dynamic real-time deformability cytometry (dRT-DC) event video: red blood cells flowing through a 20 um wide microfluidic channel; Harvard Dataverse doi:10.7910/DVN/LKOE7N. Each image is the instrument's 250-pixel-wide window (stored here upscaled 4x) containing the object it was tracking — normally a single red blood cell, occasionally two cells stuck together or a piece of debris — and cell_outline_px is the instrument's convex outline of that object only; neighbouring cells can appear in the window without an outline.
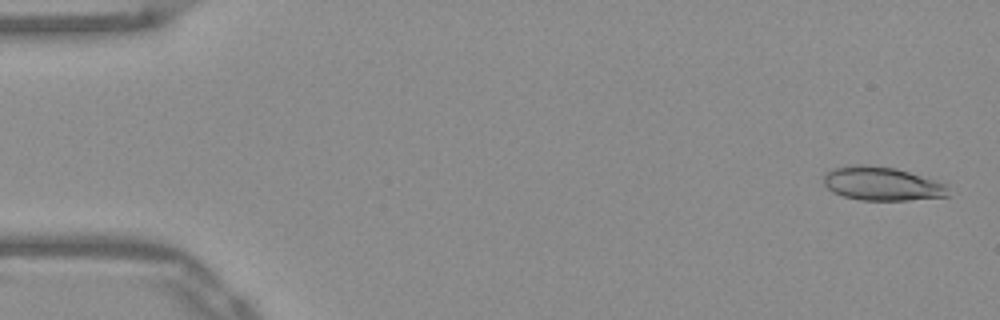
{"species": "Egyptian fruit bat (a non-hibernating species)", "species_latin": "Rousettus aegyptiacus", "temperature_condition": "warm", "stored_images_in_passage": 52, "camera_frame_rate_fps": 3000, "um_per_image_px": 0.085, "frame": {"image": 1, "passage_image": 2, "time_ms": 0.333, "image_size_px": [1000, 320], "cell_outline_px": [[948, 196], [908, 200], [860, 200], [844, 196], [832, 192], [824, 184], [824, 176], [832, 168], [848, 164], [864, 164], [896, 168], [936, 180], [948, 184]], "centroid_in_image_um": [74.96, 15.6], "position_along_channel_um": 10.0, "area_um2": 24.62}}
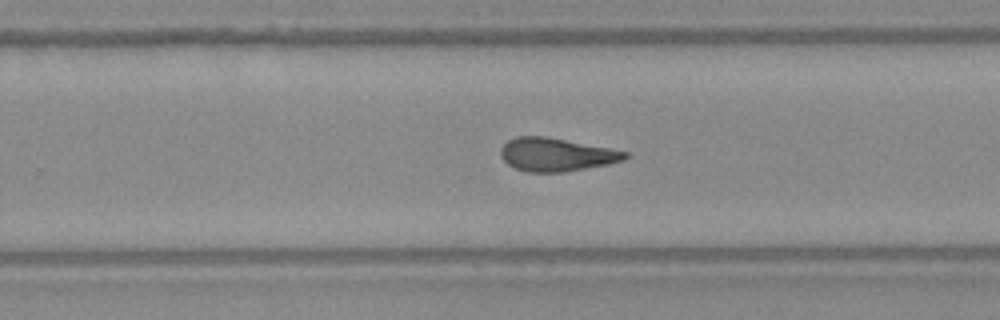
{"frame": {"image": 2, "passage_image": 33, "time_ms": 10.667, "image_size_px": [1000, 320], "cell_outline_px": [[628, 156], [624, 160], [608, 164], [564, 172], [528, 172], [516, 168], [508, 164], [500, 156], [500, 148], [508, 140], [516, 136], [544, 136], [608, 148], [628, 152]], "centroid_in_image_um": [47.25, 13.14], "position_along_channel_um": 282.6, "area_um2": 23.87}}
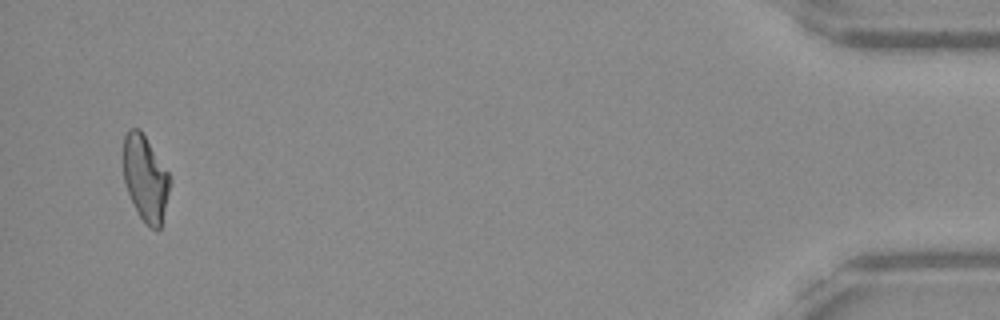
{"frame": {"image": 3, "passage_image": 50, "time_ms": 16.333, "image_size_px": [1000, 320], "cell_outline_px": [[172, 180], [160, 228], [156, 232], [140, 216], [128, 192], [124, 180], [124, 136], [132, 128], [140, 128], [168, 172]], "centroid_in_image_um": [12.38, 15.14], "position_along_channel_um": 422.8, "area_um2": 22.83}, "authors_computed_cell_mechanics": {"area_um2": 24.1604, "velocity_mm_per_s": 3.929, "shape_relaxation_time_tau1_ms": null, "shape_relaxation_time_tau2_ms": 2.484, "deformation_change_tau1": null, "deformation_change_tau2": 0.1107}}